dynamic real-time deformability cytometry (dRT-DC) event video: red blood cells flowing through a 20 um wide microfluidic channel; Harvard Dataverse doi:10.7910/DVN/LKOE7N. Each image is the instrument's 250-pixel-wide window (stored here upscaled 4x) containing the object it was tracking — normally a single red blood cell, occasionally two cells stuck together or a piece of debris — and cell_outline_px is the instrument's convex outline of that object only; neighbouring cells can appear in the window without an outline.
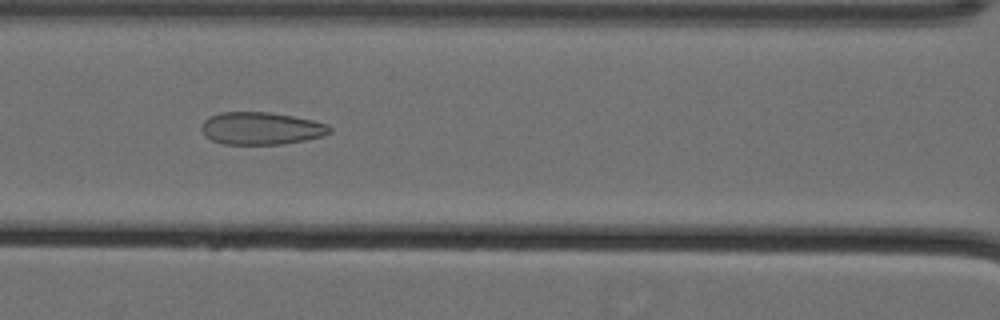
{"species": "Egyptian fruit bat (a non-hibernating species)", "species_latin": "Rousettus aegyptiacus", "temperature_condition": "cold", "stored_images_in_passage": 51, "camera_frame_rate_fps": 3000, "um_per_image_px": 0.085, "animal": {"sex": "female"}, "frame": {"image": 1, "passage_image": 21, "time_ms": 6.667, "image_size_px": [1000, 320], "cell_outline_px": [[332, 132], [324, 136], [304, 140], [280, 144], [224, 144], [212, 140], [204, 136], [200, 128], [204, 120], [208, 116], [220, 112], [268, 112], [292, 116], [312, 120], [328, 124], [332, 128]], "centroid_in_image_um": [22.18, 10.91], "position_along_channel_um": 144.4, "area_um2": 24.39}}
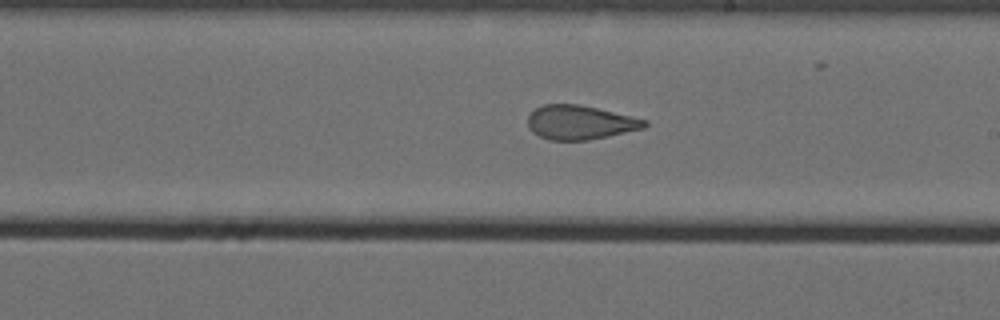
{"frame": {"image": 2, "passage_image": 29, "time_ms": 9.333, "image_size_px": [1000, 320], "cell_outline_px": [[648, 124], [644, 128], [608, 136], [588, 140], [548, 140], [532, 132], [528, 128], [528, 116], [536, 108], [544, 104], [580, 104], [648, 120]], "centroid_in_image_um": [49.29, 10.4], "position_along_channel_um": 239.7, "area_um2": 23.18}}
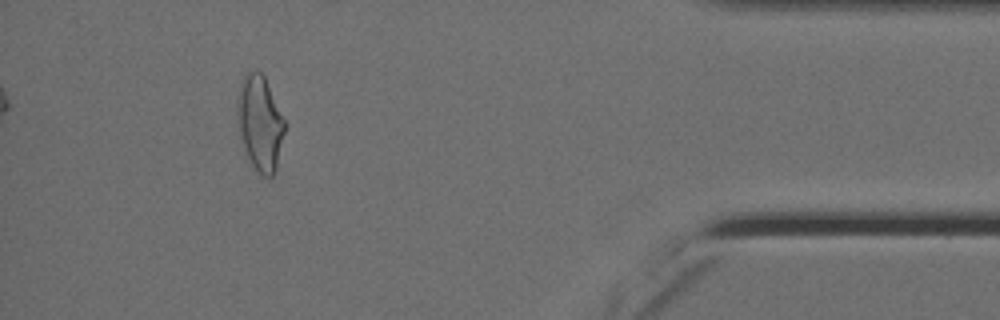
{"frame": {"image": 3, "passage_image": 47, "time_ms": 15.333, "image_size_px": [1000, 320], "cell_outline_px": [[284, 132], [276, 168], [272, 176], [264, 176], [252, 164], [244, 152], [236, 120], [236, 108], [244, 76], [248, 72], [260, 72], [264, 76], [284, 120]], "centroid_in_image_um": [22.07, 10.49], "position_along_channel_um": 413.1, "area_um2": 25.55}, "authors_computed_cell_mechanics": {"area_um2": 25.5476, "velocity_mm_per_s": 3.5889, "shape_relaxation_time_tau1_ms": null, "shape_relaxation_time_tau2_ms": 1.4761, "deformation_change_tau1": null, "deformation_change_tau2": 0.099}}